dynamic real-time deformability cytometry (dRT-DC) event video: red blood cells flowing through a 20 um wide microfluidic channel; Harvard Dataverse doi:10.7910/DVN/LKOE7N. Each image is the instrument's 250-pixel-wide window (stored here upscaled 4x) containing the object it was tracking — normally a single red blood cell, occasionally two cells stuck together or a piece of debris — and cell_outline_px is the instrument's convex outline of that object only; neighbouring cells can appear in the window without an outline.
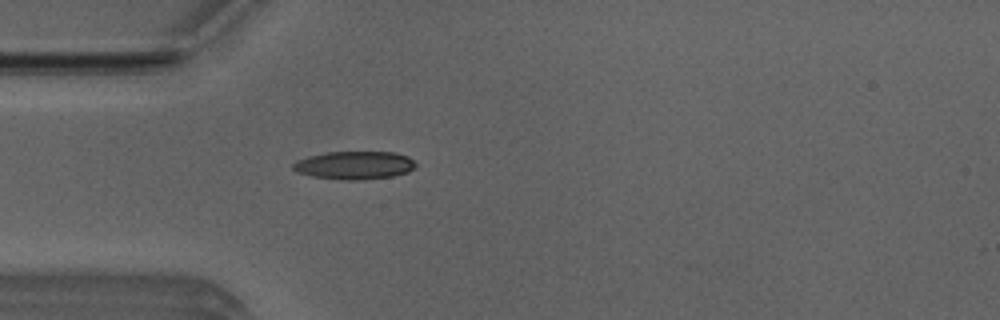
{"species": "Egyptian fruit bat (a non-hibernating species)", "species_latin": "Rousettus aegyptiacus", "temperature_condition": "room temperature", "stored_images_in_passage": 5, "camera_frame_rate_fps": 3000, "um_per_image_px": 0.085, "animal": {"sex": "male"}, "frame": {"image": 1, "passage_image": 5, "time_ms": 1.333, "image_size_px": [1000, 320], "cell_outline_px": [[416, 164], [408, 172], [392, 176], [364, 180], [344, 180], [312, 176], [296, 172], [292, 168], [292, 164], [300, 160], [312, 156], [328, 152], [396, 152], [408, 156]], "centroid_in_image_um": [30.15, 14.05], "position_along_channel_um": 54.8, "area_um2": 19.88}}